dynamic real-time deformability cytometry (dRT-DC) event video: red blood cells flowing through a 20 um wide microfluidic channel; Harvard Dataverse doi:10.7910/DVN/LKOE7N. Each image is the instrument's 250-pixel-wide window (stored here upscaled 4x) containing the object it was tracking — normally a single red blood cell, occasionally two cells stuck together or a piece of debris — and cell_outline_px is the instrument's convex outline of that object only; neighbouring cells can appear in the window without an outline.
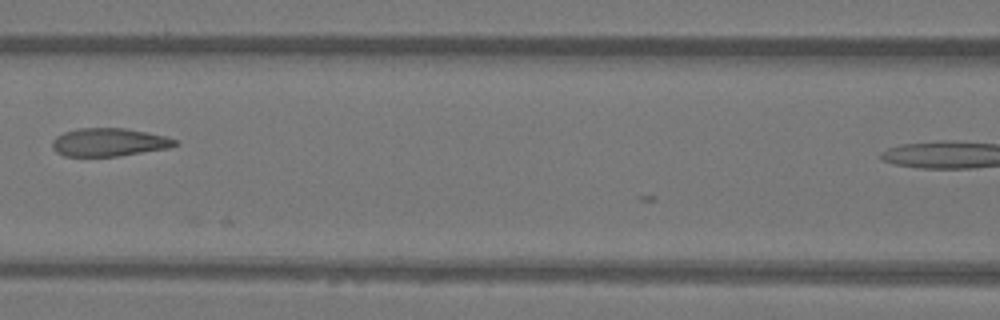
{"species": "Egyptian fruit bat (a non-hibernating species)", "species_latin": "Rousettus aegyptiacus", "temperature_condition": "warm", "stored_images_in_passage": 6, "camera_frame_rate_fps": 3000, "um_per_image_px": 0.085, "animal": {"sex": "female"}, "frame": {"image": 1, "passage_image": 4, "time_ms": 1.0, "image_size_px": [1000, 320], "cell_outline_px": [[180, 144], [168, 148], [120, 156], [64, 156], [56, 152], [52, 148], [52, 140], [56, 136], [64, 132], [80, 128], [124, 128], [164, 136], [176, 140]], "centroid_in_image_um": [9.24, 12.1], "position_along_channel_um": 157.4, "area_um2": 20.06}}